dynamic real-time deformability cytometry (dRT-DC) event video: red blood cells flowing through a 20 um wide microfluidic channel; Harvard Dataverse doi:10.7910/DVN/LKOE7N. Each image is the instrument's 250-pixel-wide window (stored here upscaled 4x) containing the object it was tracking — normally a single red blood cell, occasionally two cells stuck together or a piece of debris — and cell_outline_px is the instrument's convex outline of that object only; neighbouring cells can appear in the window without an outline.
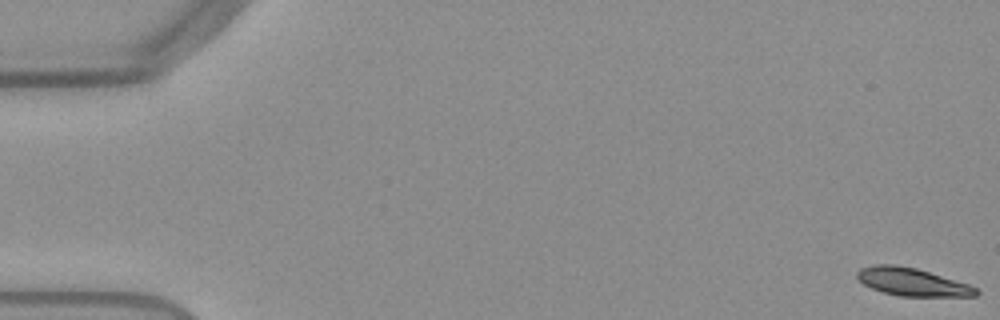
{"species": "Egyptian fruit bat (a non-hibernating species)", "species_latin": "Rousettus aegyptiacus", "temperature_condition": "warm", "stored_images_in_passage": 54, "camera_frame_rate_fps": 3000, "um_per_image_px": 0.085, "frame": {"image": 1, "passage_image": 1, "time_ms": 0.0, "image_size_px": [1000, 320], "cell_outline_px": [[980, 292], [976, 296], [900, 296], [884, 292], [872, 288], [864, 284], [856, 276], [856, 272], [860, 268], [872, 264], [896, 264], [916, 268], [968, 284], [976, 288]], "centroid_in_image_um": [77.5, 23.95], "position_along_channel_um": 7.5, "area_um2": 19.19}}
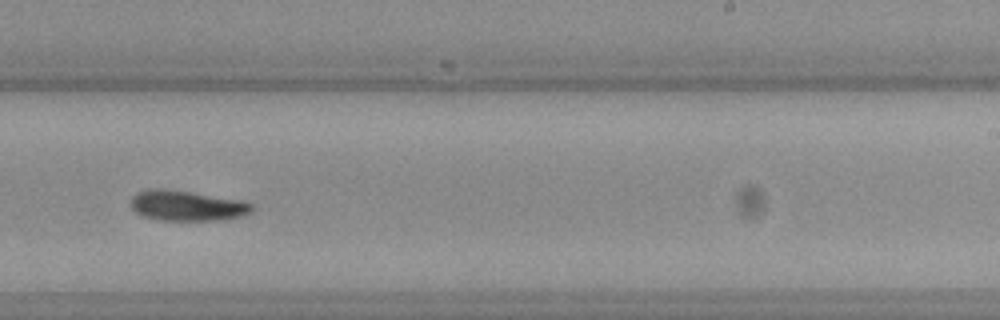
{"frame": {"image": 2, "passage_image": 34, "time_ms": 11.0, "image_size_px": [1000, 320], "cell_outline_px": [[256, 208], [252, 212], [244, 216], [224, 220], [156, 220], [140, 216], [128, 204], [132, 196], [136, 192], [148, 188], [168, 188], [244, 200], [252, 204]], "centroid_in_image_um": [15.89, 17.47], "position_along_channel_um": 273.1, "area_um2": 22.25}}
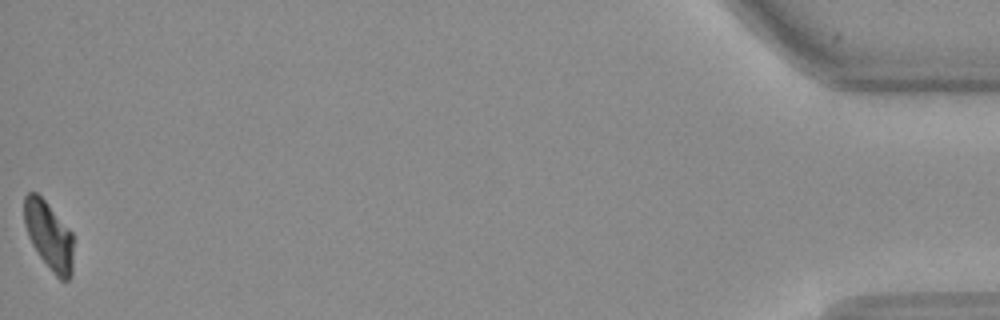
{"frame": {"image": 3, "passage_image": 54, "time_ms": 17.667, "image_size_px": [1000, 320], "cell_outline_px": [[72, 276], [68, 280], [60, 280], [52, 272], [40, 256], [32, 244], [28, 236], [24, 224], [24, 196], [28, 192], [36, 192], [44, 200], [72, 232]], "centroid_in_image_um": [4.14, 20.03], "position_along_channel_um": 431.1, "area_um2": 19.36}, "authors_computed_cell_mechanics": {"area_um2": 21.097, "velocity_mm_per_s": 3.8228, "shape_relaxation_time_tau1_ms": 3.6834, "shape_relaxation_time_tau2_ms": 10.3952, "deformation_change_tau1": 0.1466, "deformation_change_tau2": 0.1983}}